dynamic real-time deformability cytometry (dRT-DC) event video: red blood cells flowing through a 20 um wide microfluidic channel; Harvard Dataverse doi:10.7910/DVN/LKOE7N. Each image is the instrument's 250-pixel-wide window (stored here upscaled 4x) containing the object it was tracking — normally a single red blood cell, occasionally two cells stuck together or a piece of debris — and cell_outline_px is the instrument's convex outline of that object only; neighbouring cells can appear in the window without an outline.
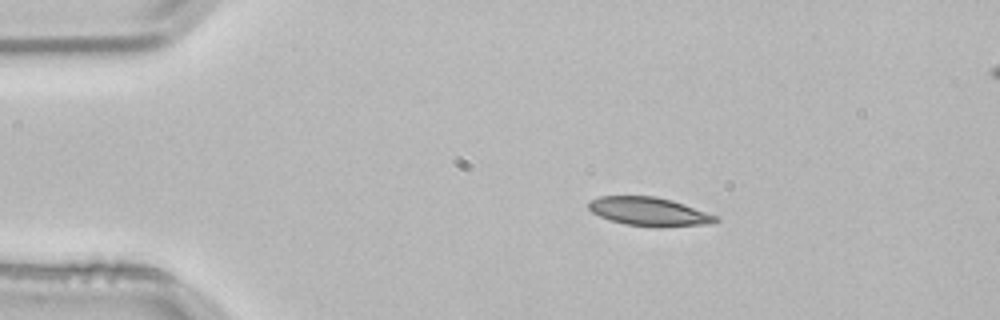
{"species": "common noctule bat (a hibernating species)", "species_latin": "Nyctalus noctula", "temperature_condition": "room temperature", "stored_images_in_passage": 4, "segment_of_instrument_passage": [1, 2], "camera_frame_rate_fps": 3000, "um_per_image_px": 0.085, "animal": {"sex": "male", "body_mass_g": 21.5, "forearm_length_mm": 52.0}, "frame": {"image": 1, "passage_image": 2, "time_ms": 0.333, "image_size_px": [1000, 320], "cell_outline_px": [[720, 220], [712, 224], [660, 228], [656, 228], [624, 224], [608, 220], [592, 212], [588, 208], [588, 200], [600, 196], [656, 196], [672, 200], [720, 216]], "centroid_in_image_um": [55.22, 18.0], "position_along_channel_um": 29.8, "area_um2": 21.79}}